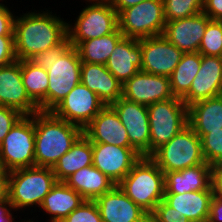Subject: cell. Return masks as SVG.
Wrapping results in <instances>:
<instances>
[{"label":"cell","instance_id":"1","mask_svg":"<svg viewBox=\"0 0 222 222\" xmlns=\"http://www.w3.org/2000/svg\"><path fill=\"white\" fill-rule=\"evenodd\" d=\"M42 12V13H41ZM26 12L14 20V49L17 60L62 44L68 38V23L52 11Z\"/></svg>","mask_w":222,"mask_h":222},{"label":"cell","instance_id":"2","mask_svg":"<svg viewBox=\"0 0 222 222\" xmlns=\"http://www.w3.org/2000/svg\"><path fill=\"white\" fill-rule=\"evenodd\" d=\"M29 60L47 70V111H51L80 83L82 61L68 38L58 46L36 53Z\"/></svg>","mask_w":222,"mask_h":222},{"label":"cell","instance_id":"3","mask_svg":"<svg viewBox=\"0 0 222 222\" xmlns=\"http://www.w3.org/2000/svg\"><path fill=\"white\" fill-rule=\"evenodd\" d=\"M35 125V166L53 168L66 154L75 141L83 134V129L51 111L34 114Z\"/></svg>","mask_w":222,"mask_h":222},{"label":"cell","instance_id":"4","mask_svg":"<svg viewBox=\"0 0 222 222\" xmlns=\"http://www.w3.org/2000/svg\"><path fill=\"white\" fill-rule=\"evenodd\" d=\"M117 185L149 215L164 198V173L149 156H142Z\"/></svg>","mask_w":222,"mask_h":222},{"label":"cell","instance_id":"5","mask_svg":"<svg viewBox=\"0 0 222 222\" xmlns=\"http://www.w3.org/2000/svg\"><path fill=\"white\" fill-rule=\"evenodd\" d=\"M52 168L32 166L8 172V198L13 209L40 208L45 196L56 185Z\"/></svg>","mask_w":222,"mask_h":222},{"label":"cell","instance_id":"6","mask_svg":"<svg viewBox=\"0 0 222 222\" xmlns=\"http://www.w3.org/2000/svg\"><path fill=\"white\" fill-rule=\"evenodd\" d=\"M163 173L205 163L200 137L187 125L149 156Z\"/></svg>","mask_w":222,"mask_h":222},{"label":"cell","instance_id":"7","mask_svg":"<svg viewBox=\"0 0 222 222\" xmlns=\"http://www.w3.org/2000/svg\"><path fill=\"white\" fill-rule=\"evenodd\" d=\"M149 156L160 146L169 142L188 125V106L181 98L172 97L149 106Z\"/></svg>","mask_w":222,"mask_h":222},{"label":"cell","instance_id":"8","mask_svg":"<svg viewBox=\"0 0 222 222\" xmlns=\"http://www.w3.org/2000/svg\"><path fill=\"white\" fill-rule=\"evenodd\" d=\"M89 3L79 13L74 26L68 23V39L74 47L82 41L111 34L119 28L118 13L110 1L95 0Z\"/></svg>","mask_w":222,"mask_h":222},{"label":"cell","instance_id":"9","mask_svg":"<svg viewBox=\"0 0 222 222\" xmlns=\"http://www.w3.org/2000/svg\"><path fill=\"white\" fill-rule=\"evenodd\" d=\"M0 159L5 171L35 166L34 114L24 115L0 143Z\"/></svg>","mask_w":222,"mask_h":222},{"label":"cell","instance_id":"10","mask_svg":"<svg viewBox=\"0 0 222 222\" xmlns=\"http://www.w3.org/2000/svg\"><path fill=\"white\" fill-rule=\"evenodd\" d=\"M119 30L124 37L147 38L163 35L165 29L163 0H145L118 14Z\"/></svg>","mask_w":222,"mask_h":222},{"label":"cell","instance_id":"11","mask_svg":"<svg viewBox=\"0 0 222 222\" xmlns=\"http://www.w3.org/2000/svg\"><path fill=\"white\" fill-rule=\"evenodd\" d=\"M105 106L96 93L80 82L51 112L84 129Z\"/></svg>","mask_w":222,"mask_h":222},{"label":"cell","instance_id":"12","mask_svg":"<svg viewBox=\"0 0 222 222\" xmlns=\"http://www.w3.org/2000/svg\"><path fill=\"white\" fill-rule=\"evenodd\" d=\"M93 166L117 185L142 157L134 147L92 143Z\"/></svg>","mask_w":222,"mask_h":222},{"label":"cell","instance_id":"13","mask_svg":"<svg viewBox=\"0 0 222 222\" xmlns=\"http://www.w3.org/2000/svg\"><path fill=\"white\" fill-rule=\"evenodd\" d=\"M142 50L141 71L169 77L179 64L183 52L165 36L140 39Z\"/></svg>","mask_w":222,"mask_h":222},{"label":"cell","instance_id":"14","mask_svg":"<svg viewBox=\"0 0 222 222\" xmlns=\"http://www.w3.org/2000/svg\"><path fill=\"white\" fill-rule=\"evenodd\" d=\"M124 125L130 144L142 155L149 156L150 126L148 108L123 97L110 105Z\"/></svg>","mask_w":222,"mask_h":222},{"label":"cell","instance_id":"15","mask_svg":"<svg viewBox=\"0 0 222 222\" xmlns=\"http://www.w3.org/2000/svg\"><path fill=\"white\" fill-rule=\"evenodd\" d=\"M122 97L149 106L174 97L167 76L139 71L122 85Z\"/></svg>","mask_w":222,"mask_h":222},{"label":"cell","instance_id":"16","mask_svg":"<svg viewBox=\"0 0 222 222\" xmlns=\"http://www.w3.org/2000/svg\"><path fill=\"white\" fill-rule=\"evenodd\" d=\"M0 105L19 110L23 115L40 111L23 85L21 60L0 68Z\"/></svg>","mask_w":222,"mask_h":222},{"label":"cell","instance_id":"17","mask_svg":"<svg viewBox=\"0 0 222 222\" xmlns=\"http://www.w3.org/2000/svg\"><path fill=\"white\" fill-rule=\"evenodd\" d=\"M94 201L102 222H149V214L135 204L118 185Z\"/></svg>","mask_w":222,"mask_h":222},{"label":"cell","instance_id":"18","mask_svg":"<svg viewBox=\"0 0 222 222\" xmlns=\"http://www.w3.org/2000/svg\"><path fill=\"white\" fill-rule=\"evenodd\" d=\"M222 94V57L201 55V65L189 92L182 98L189 106Z\"/></svg>","mask_w":222,"mask_h":222},{"label":"cell","instance_id":"19","mask_svg":"<svg viewBox=\"0 0 222 222\" xmlns=\"http://www.w3.org/2000/svg\"><path fill=\"white\" fill-rule=\"evenodd\" d=\"M211 19L202 11L175 21H166L163 36L183 53L198 52L207 23Z\"/></svg>","mask_w":222,"mask_h":222},{"label":"cell","instance_id":"20","mask_svg":"<svg viewBox=\"0 0 222 222\" xmlns=\"http://www.w3.org/2000/svg\"><path fill=\"white\" fill-rule=\"evenodd\" d=\"M83 134L92 143H106L120 147H133L128 133L120 121L118 114L106 105L83 129Z\"/></svg>","mask_w":222,"mask_h":222},{"label":"cell","instance_id":"21","mask_svg":"<svg viewBox=\"0 0 222 222\" xmlns=\"http://www.w3.org/2000/svg\"><path fill=\"white\" fill-rule=\"evenodd\" d=\"M142 50L140 39L123 37L106 62V68L124 84L141 70Z\"/></svg>","mask_w":222,"mask_h":222},{"label":"cell","instance_id":"22","mask_svg":"<svg viewBox=\"0 0 222 222\" xmlns=\"http://www.w3.org/2000/svg\"><path fill=\"white\" fill-rule=\"evenodd\" d=\"M80 82L104 102L111 105L122 97V83L105 65L82 62Z\"/></svg>","mask_w":222,"mask_h":222},{"label":"cell","instance_id":"23","mask_svg":"<svg viewBox=\"0 0 222 222\" xmlns=\"http://www.w3.org/2000/svg\"><path fill=\"white\" fill-rule=\"evenodd\" d=\"M165 193L183 194L193 191L214 190L211 165L207 162L181 171L164 173Z\"/></svg>","mask_w":222,"mask_h":222},{"label":"cell","instance_id":"24","mask_svg":"<svg viewBox=\"0 0 222 222\" xmlns=\"http://www.w3.org/2000/svg\"><path fill=\"white\" fill-rule=\"evenodd\" d=\"M214 190L193 191L183 194H164L163 200L180 216L191 222H208L210 202Z\"/></svg>","mask_w":222,"mask_h":222},{"label":"cell","instance_id":"25","mask_svg":"<svg viewBox=\"0 0 222 222\" xmlns=\"http://www.w3.org/2000/svg\"><path fill=\"white\" fill-rule=\"evenodd\" d=\"M188 125L199 137L211 131L221 130L222 94L189 105Z\"/></svg>","mask_w":222,"mask_h":222},{"label":"cell","instance_id":"26","mask_svg":"<svg viewBox=\"0 0 222 222\" xmlns=\"http://www.w3.org/2000/svg\"><path fill=\"white\" fill-rule=\"evenodd\" d=\"M84 201L85 199L65 182H57L40 207L46 214L51 215L50 222H61Z\"/></svg>","mask_w":222,"mask_h":222},{"label":"cell","instance_id":"27","mask_svg":"<svg viewBox=\"0 0 222 222\" xmlns=\"http://www.w3.org/2000/svg\"><path fill=\"white\" fill-rule=\"evenodd\" d=\"M64 182L85 200H95L115 186L106 175L93 165L78 170Z\"/></svg>","mask_w":222,"mask_h":222},{"label":"cell","instance_id":"28","mask_svg":"<svg viewBox=\"0 0 222 222\" xmlns=\"http://www.w3.org/2000/svg\"><path fill=\"white\" fill-rule=\"evenodd\" d=\"M93 164L92 142L82 134L71 149L52 168L58 182H64L73 173Z\"/></svg>","mask_w":222,"mask_h":222},{"label":"cell","instance_id":"29","mask_svg":"<svg viewBox=\"0 0 222 222\" xmlns=\"http://www.w3.org/2000/svg\"><path fill=\"white\" fill-rule=\"evenodd\" d=\"M22 81L29 98L39 107L47 111L48 73L43 67L30 60H21Z\"/></svg>","mask_w":222,"mask_h":222},{"label":"cell","instance_id":"30","mask_svg":"<svg viewBox=\"0 0 222 222\" xmlns=\"http://www.w3.org/2000/svg\"><path fill=\"white\" fill-rule=\"evenodd\" d=\"M124 37L119 28L99 38L80 42L75 48L82 62L105 65L117 43Z\"/></svg>","mask_w":222,"mask_h":222},{"label":"cell","instance_id":"31","mask_svg":"<svg viewBox=\"0 0 222 222\" xmlns=\"http://www.w3.org/2000/svg\"><path fill=\"white\" fill-rule=\"evenodd\" d=\"M200 65L201 54L199 52L183 53L179 64L169 76L174 97L182 99L189 92Z\"/></svg>","mask_w":222,"mask_h":222},{"label":"cell","instance_id":"32","mask_svg":"<svg viewBox=\"0 0 222 222\" xmlns=\"http://www.w3.org/2000/svg\"><path fill=\"white\" fill-rule=\"evenodd\" d=\"M166 21H175L196 15L203 10L204 0H163Z\"/></svg>","mask_w":222,"mask_h":222},{"label":"cell","instance_id":"33","mask_svg":"<svg viewBox=\"0 0 222 222\" xmlns=\"http://www.w3.org/2000/svg\"><path fill=\"white\" fill-rule=\"evenodd\" d=\"M198 52L205 56L222 57V21L210 20L207 23Z\"/></svg>","mask_w":222,"mask_h":222},{"label":"cell","instance_id":"34","mask_svg":"<svg viewBox=\"0 0 222 222\" xmlns=\"http://www.w3.org/2000/svg\"><path fill=\"white\" fill-rule=\"evenodd\" d=\"M200 140L204 160L211 165L222 156V128L201 136Z\"/></svg>","mask_w":222,"mask_h":222},{"label":"cell","instance_id":"35","mask_svg":"<svg viewBox=\"0 0 222 222\" xmlns=\"http://www.w3.org/2000/svg\"><path fill=\"white\" fill-rule=\"evenodd\" d=\"M61 222H102V218L94 200H85Z\"/></svg>","mask_w":222,"mask_h":222},{"label":"cell","instance_id":"36","mask_svg":"<svg viewBox=\"0 0 222 222\" xmlns=\"http://www.w3.org/2000/svg\"><path fill=\"white\" fill-rule=\"evenodd\" d=\"M149 222H191L187 217L180 216L170 207L164 200H162L155 210L149 215Z\"/></svg>","mask_w":222,"mask_h":222},{"label":"cell","instance_id":"37","mask_svg":"<svg viewBox=\"0 0 222 222\" xmlns=\"http://www.w3.org/2000/svg\"><path fill=\"white\" fill-rule=\"evenodd\" d=\"M23 116L19 110L0 105V143Z\"/></svg>","mask_w":222,"mask_h":222},{"label":"cell","instance_id":"38","mask_svg":"<svg viewBox=\"0 0 222 222\" xmlns=\"http://www.w3.org/2000/svg\"><path fill=\"white\" fill-rule=\"evenodd\" d=\"M16 60L14 36H0V68Z\"/></svg>","mask_w":222,"mask_h":222},{"label":"cell","instance_id":"39","mask_svg":"<svg viewBox=\"0 0 222 222\" xmlns=\"http://www.w3.org/2000/svg\"><path fill=\"white\" fill-rule=\"evenodd\" d=\"M15 16L8 7L0 6V36H14Z\"/></svg>","mask_w":222,"mask_h":222},{"label":"cell","instance_id":"40","mask_svg":"<svg viewBox=\"0 0 222 222\" xmlns=\"http://www.w3.org/2000/svg\"><path fill=\"white\" fill-rule=\"evenodd\" d=\"M202 11L211 20L222 21V0H204Z\"/></svg>","mask_w":222,"mask_h":222},{"label":"cell","instance_id":"41","mask_svg":"<svg viewBox=\"0 0 222 222\" xmlns=\"http://www.w3.org/2000/svg\"><path fill=\"white\" fill-rule=\"evenodd\" d=\"M208 222H222V197L213 195Z\"/></svg>","mask_w":222,"mask_h":222},{"label":"cell","instance_id":"42","mask_svg":"<svg viewBox=\"0 0 222 222\" xmlns=\"http://www.w3.org/2000/svg\"><path fill=\"white\" fill-rule=\"evenodd\" d=\"M13 209L9 198L0 202V222H15L11 211ZM23 222V221H21Z\"/></svg>","mask_w":222,"mask_h":222},{"label":"cell","instance_id":"43","mask_svg":"<svg viewBox=\"0 0 222 222\" xmlns=\"http://www.w3.org/2000/svg\"><path fill=\"white\" fill-rule=\"evenodd\" d=\"M145 0H111L112 7L116 10L119 14L123 9L132 7L140 2Z\"/></svg>","mask_w":222,"mask_h":222},{"label":"cell","instance_id":"44","mask_svg":"<svg viewBox=\"0 0 222 222\" xmlns=\"http://www.w3.org/2000/svg\"><path fill=\"white\" fill-rule=\"evenodd\" d=\"M8 198V172L0 174V202Z\"/></svg>","mask_w":222,"mask_h":222},{"label":"cell","instance_id":"45","mask_svg":"<svg viewBox=\"0 0 222 222\" xmlns=\"http://www.w3.org/2000/svg\"><path fill=\"white\" fill-rule=\"evenodd\" d=\"M214 194L222 197V174H212Z\"/></svg>","mask_w":222,"mask_h":222},{"label":"cell","instance_id":"46","mask_svg":"<svg viewBox=\"0 0 222 222\" xmlns=\"http://www.w3.org/2000/svg\"><path fill=\"white\" fill-rule=\"evenodd\" d=\"M212 174H222V156L211 164Z\"/></svg>","mask_w":222,"mask_h":222},{"label":"cell","instance_id":"47","mask_svg":"<svg viewBox=\"0 0 222 222\" xmlns=\"http://www.w3.org/2000/svg\"><path fill=\"white\" fill-rule=\"evenodd\" d=\"M4 171H5V170H4V168H3V165H2L1 159H0V174L3 173Z\"/></svg>","mask_w":222,"mask_h":222},{"label":"cell","instance_id":"48","mask_svg":"<svg viewBox=\"0 0 222 222\" xmlns=\"http://www.w3.org/2000/svg\"><path fill=\"white\" fill-rule=\"evenodd\" d=\"M25 221H26V220H24V222H25ZM26 222H34V221H32V220H30V219H29V220H28V221H26Z\"/></svg>","mask_w":222,"mask_h":222}]
</instances>
